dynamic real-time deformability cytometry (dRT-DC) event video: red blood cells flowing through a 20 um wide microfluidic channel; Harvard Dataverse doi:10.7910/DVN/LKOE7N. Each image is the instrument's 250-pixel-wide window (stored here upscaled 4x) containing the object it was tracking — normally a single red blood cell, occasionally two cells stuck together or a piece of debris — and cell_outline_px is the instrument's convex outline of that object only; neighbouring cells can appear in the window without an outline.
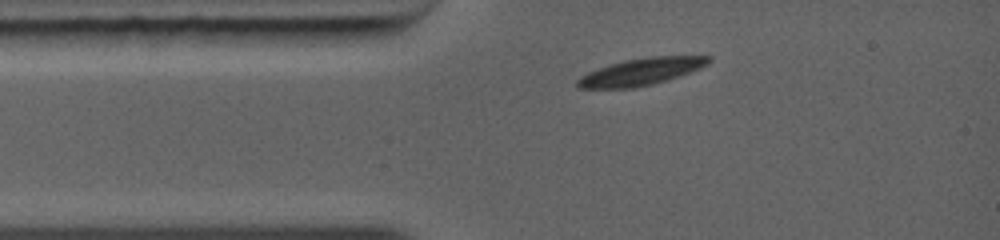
{"species": "common noctule bat (a hibernating species)", "species_latin": "Nyctalus noctula", "temperature_condition": "warm", "stored_images_in_passage": 10, "camera_frame_rate_fps": 5000, "um_per_image_px": 0.085, "animal": {"sex": "female", "body_mass_g": 19.0, "forearm_length_mm": 56.7}, "frame": {"image": 1, "passage_image": 1, "time_ms": 0.0, "image_size_px": [1000, 240], "cell_outline_px": [[712, 60], [708, 64], [700, 68], [652, 84], [632, 88], [580, 88], [576, 84], [576, 80], [580, 76], [588, 72], [624, 60], [648, 56], [712, 56]], "centroid_in_image_um": [54.48, 6.08], "position_along_channel_um": 30.5, "area_um2": 20.29}}
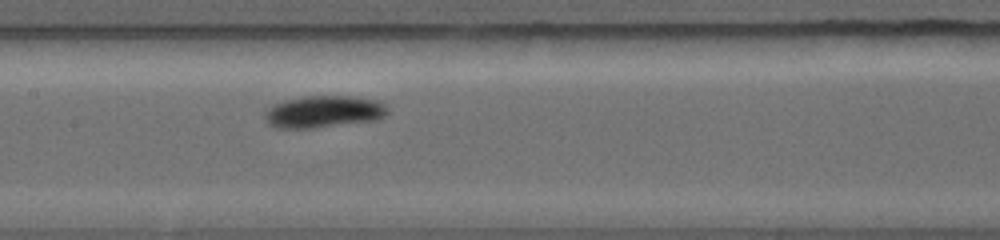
{"frame": {"image": 2, "passage_image": 5, "time_ms": 3.6, "image_size_px": [1000, 240], "cell_outline_px": [[388, 112], [384, 116], [376, 120], [312, 128], [276, 128], [268, 124], [264, 116], [264, 112], [272, 104], [284, 100], [300, 96], [352, 96], [384, 100], [388, 108]], "centroid_in_image_um": [27.53, 9.47], "position_along_channel_um": 179.9, "area_um2": 23.35}}
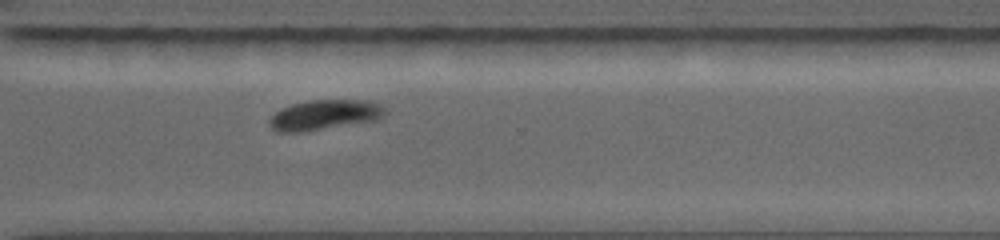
{"frame": {"image": 3, "passage_image": 9, "time_ms": 7.2, "image_size_px": [1000, 240], "cell_outline_px": [[388, 112], [384, 116], [376, 120], [300, 132], [276, 132], [268, 124], [268, 120], [280, 108], [292, 104], [308, 100], [368, 100], [380, 104]], "centroid_in_image_um": [27.58, 9.76], "position_along_channel_um": 343.0, "area_um2": 20.29}}